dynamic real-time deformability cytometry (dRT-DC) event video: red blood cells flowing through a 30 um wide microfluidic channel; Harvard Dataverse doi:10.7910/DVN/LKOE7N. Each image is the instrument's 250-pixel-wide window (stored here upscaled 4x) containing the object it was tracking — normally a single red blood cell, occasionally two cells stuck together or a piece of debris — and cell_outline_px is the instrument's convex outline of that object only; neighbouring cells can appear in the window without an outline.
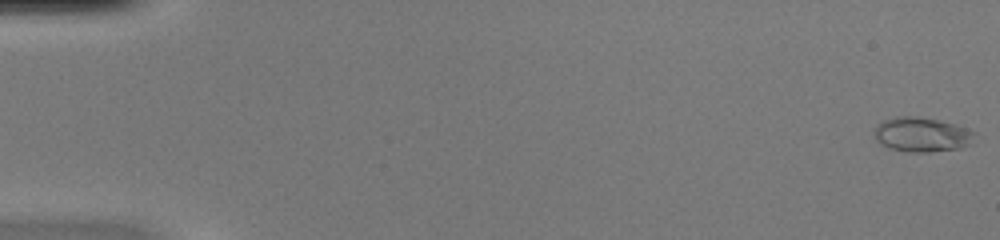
{"species": "common noctule bat (a hibernating species)", "species_latin": "Nyctalus noctula", "temperature_condition": "warm", "stored_images_in_passage": 51, "camera_frame_rate_fps": 3000, "um_per_image_px": 0.085, "animal": {"sex": "female", "body_mass_g": 20.0, "forearm_length_mm": 54.0}, "frame": {"image": 1, "passage_image": 1, "time_ms": 0.0, "image_size_px": [1000, 240], "cell_outline_px": [[976, 132], [972, 144], [960, 148], [928, 152], [908, 152], [888, 148], [880, 144], [876, 140], [872, 132], [876, 124], [884, 120], [896, 116], [920, 116], [940, 120], [956, 124], [968, 128]], "centroid_in_image_um": [78.34, 11.43], "position_along_channel_um": 6.7, "area_um2": 20.75}}
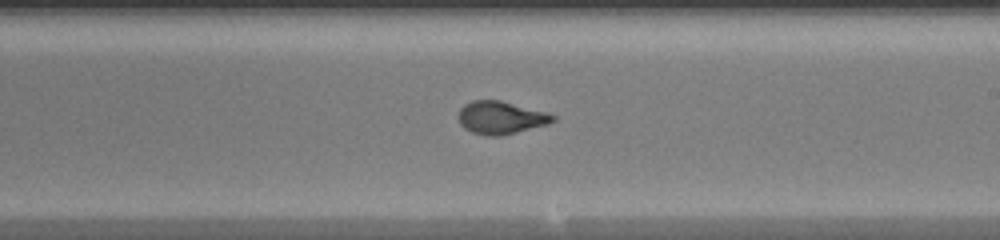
{"frame": {"image": 2, "passage_image": 31, "time_ms": 10.0, "image_size_px": [1000, 240], "cell_outline_px": [[556, 120], [548, 124], [500, 136], [488, 136], [472, 132], [464, 128], [460, 124], [456, 116], [460, 108], [464, 104], [472, 100], [500, 100], [548, 112], [556, 116]], "centroid_in_image_um": [42.55, 9.99], "position_along_channel_um": 246.5, "area_um2": 18.26}}
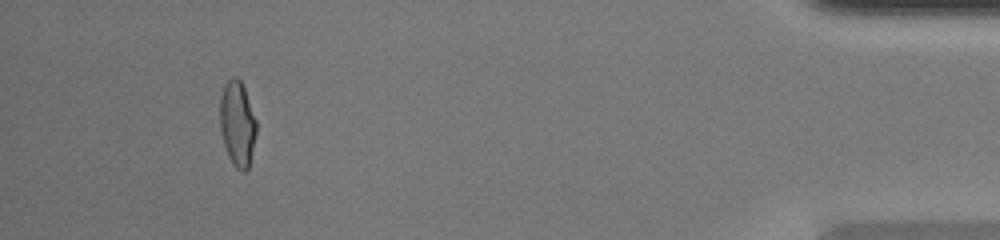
{"frame": {"image": 3, "passage_image": 48, "time_ms": 15.667, "image_size_px": [1000, 240], "cell_outline_px": [[256, 132], [248, 168], [244, 172], [236, 168], [232, 164], [228, 156], [224, 144], [220, 128], [220, 96], [224, 84], [232, 76], [236, 76], [240, 80], [244, 88], [256, 120]], "centroid_in_image_um": [20.16, 10.49], "position_along_channel_um": 415.0, "area_um2": 17.98}, "authors_computed_cell_mechanics": {"area_um2": 18.1492, "velocity_mm_per_s": 4.0876, "shape_relaxation_time_tau1_ms": 4.8584, "shape_relaxation_time_tau2_ms": null, "deformation_change_tau1": 0.2104, "deformation_change_tau2": null}}